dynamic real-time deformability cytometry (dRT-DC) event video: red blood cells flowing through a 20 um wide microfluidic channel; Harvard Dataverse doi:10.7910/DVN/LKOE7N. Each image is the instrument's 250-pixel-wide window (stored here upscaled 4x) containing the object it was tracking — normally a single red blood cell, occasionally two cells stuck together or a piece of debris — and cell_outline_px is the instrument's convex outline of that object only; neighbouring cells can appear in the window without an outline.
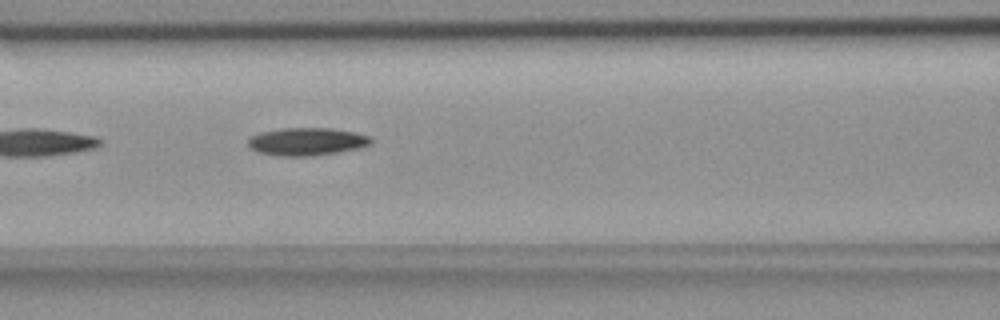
{"species": "common noctule bat (a hibernating species)", "species_latin": "Nyctalus noctula", "temperature_condition": "room temperature", "stored_images_in_passage": 12, "camera_frame_rate_fps": 3000, "um_per_image_px": 0.085, "animal": {"sex": "female", "body_mass_g": 18.4}, "frame": {"image": 1, "passage_image": 9, "time_ms": 2.667, "image_size_px": [1000, 320], "cell_outline_px": [[372, 144], [360, 148], [312, 156], [280, 156], [260, 152], [252, 148], [248, 144], [248, 140], [252, 136], [260, 132], [280, 128], [332, 128], [356, 132], [372, 136]], "centroid_in_image_um": [26.14, 12.02], "position_along_channel_um": 140.5, "area_um2": 19.94}}